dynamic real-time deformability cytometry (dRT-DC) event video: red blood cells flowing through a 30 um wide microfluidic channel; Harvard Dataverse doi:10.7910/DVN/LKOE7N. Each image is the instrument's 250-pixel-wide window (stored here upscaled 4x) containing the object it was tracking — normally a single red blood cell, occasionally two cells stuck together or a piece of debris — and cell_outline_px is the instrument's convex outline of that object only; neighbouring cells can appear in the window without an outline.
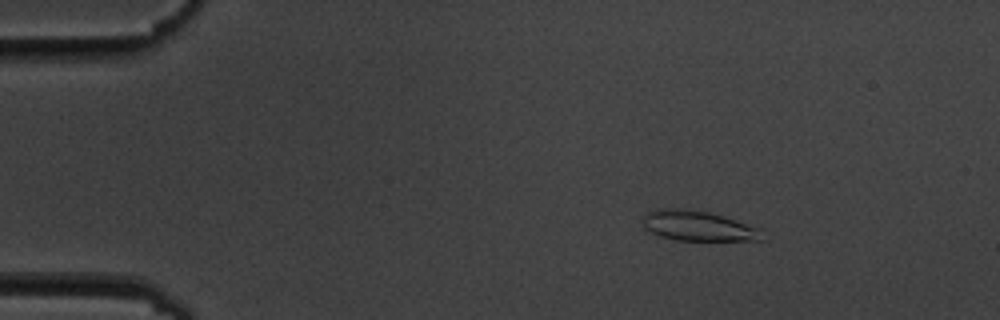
{"species": "common noctule bat (a hibernating species)", "species_latin": "Nyctalus noctula", "temperature_condition": "cold", "stored_images_in_passage": 5, "camera_frame_rate_fps": 3000, "um_per_image_px": 0.085, "animal": {"sex": "male", "body_mass_g": 19.5, "forearm_length_mm": 54.6}, "frame": {"image": 1, "passage_image": 3, "time_ms": 2.0, "image_size_px": [1000, 320], "cell_outline_px": [[764, 240], [676, 240], [660, 236], [644, 228], [644, 216], [648, 212], [656, 208], [676, 208], [708, 212], [724, 216], [760, 228]], "centroid_in_image_um": [59.34, 19.2], "position_along_channel_um": 25.7, "area_um2": 20.75}}